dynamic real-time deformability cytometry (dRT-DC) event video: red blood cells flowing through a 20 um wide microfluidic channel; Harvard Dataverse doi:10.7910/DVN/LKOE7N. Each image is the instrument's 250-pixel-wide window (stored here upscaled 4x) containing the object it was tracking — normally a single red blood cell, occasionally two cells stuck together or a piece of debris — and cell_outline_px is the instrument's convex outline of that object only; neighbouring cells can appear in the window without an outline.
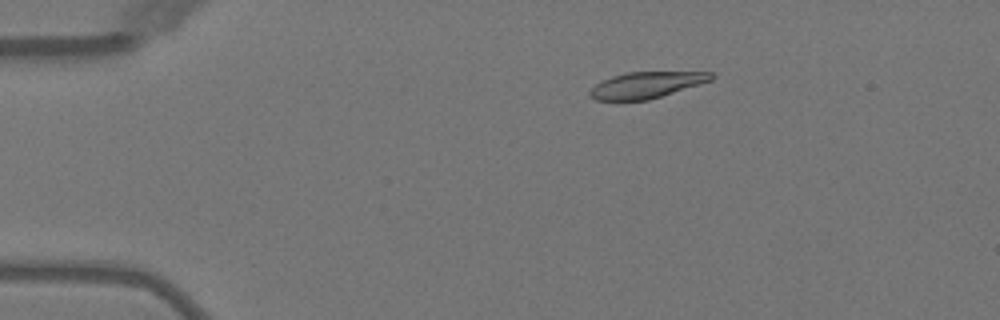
{"species": "Egyptian fruit bat (a non-hibernating species)", "species_latin": "Rousettus aegyptiacus", "temperature_condition": "warm", "stored_images_in_passage": 6, "camera_frame_rate_fps": 3000, "um_per_image_px": 0.085, "animal": {"sex": "female"}, "frame": {"image": 1, "passage_image": 3, "time_ms": 2.0, "image_size_px": [1000, 320], "cell_outline_px": [[716, 76], [712, 80], [700, 84], [648, 100], [596, 100], [588, 96], [588, 92], [596, 84], [612, 76], [628, 72], [712, 72]], "centroid_in_image_um": [54.94, 7.22], "position_along_channel_um": 30.1, "area_um2": 18.44}}
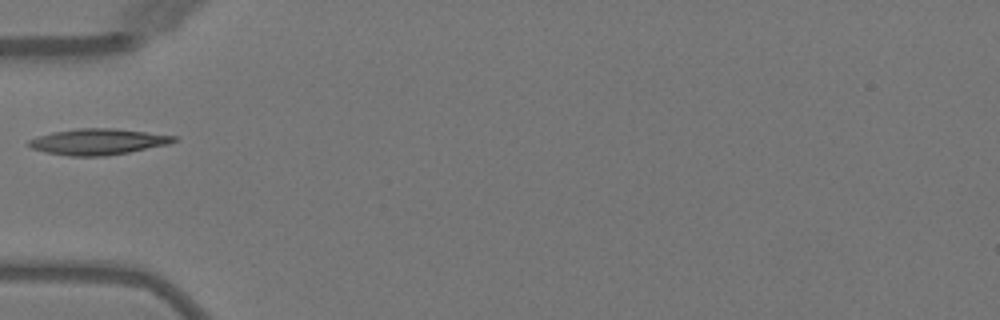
{"frame": {"image": 2, "passage_image": 5, "time_ms": 4.667, "image_size_px": [1000, 320], "cell_outline_px": [[180, 140], [168, 144], [128, 152], [104, 156], [68, 156], [44, 152], [32, 148], [28, 144], [28, 140], [52, 132], [76, 128], [116, 128], [176, 136]], "centroid_in_image_um": [8.33, 12.04], "position_along_channel_um": 76.7, "area_um2": 21.96}}
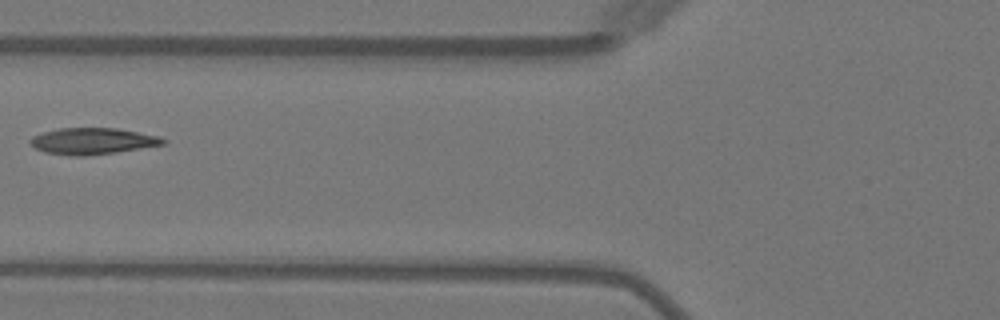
{"frame": {"image": 3, "passage_image": 6, "time_ms": 5.667, "image_size_px": [1000, 320], "cell_outline_px": [[168, 140], [164, 144], [116, 152], [84, 156], [68, 156], [44, 152], [28, 144], [28, 140], [32, 136], [44, 132], [60, 128], [116, 128], [160, 136]], "centroid_in_image_um": [7.83, 12.0], "position_along_channel_um": 118.0, "area_um2": 20.52}}